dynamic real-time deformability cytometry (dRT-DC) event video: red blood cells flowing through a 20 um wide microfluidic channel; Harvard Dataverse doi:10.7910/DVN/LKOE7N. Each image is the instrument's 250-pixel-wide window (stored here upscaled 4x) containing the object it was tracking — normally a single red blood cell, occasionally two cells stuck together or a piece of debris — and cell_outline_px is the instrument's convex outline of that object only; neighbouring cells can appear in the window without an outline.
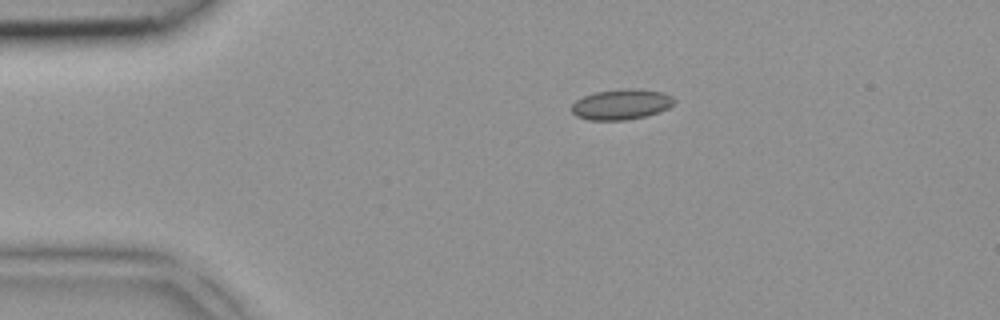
{"species": "common noctule bat (a hibernating species)", "species_latin": "Nyctalus noctula", "temperature_condition": "room temperature", "stored_images_in_passage": 2, "camera_frame_rate_fps": 3000, "um_per_image_px": 0.085, "animal": {"sex": "female", "body_mass_g": 18.4}, "frame": {"image": 1, "passage_image": 1, "time_ms": 0.0, "image_size_px": [1000, 320], "cell_outline_px": [[676, 100], [668, 108], [660, 112], [644, 116], [624, 120], [588, 120], [576, 116], [572, 112], [572, 104], [576, 100], [584, 96], [596, 92], [624, 88], [632, 88], [664, 92], [672, 96]], "centroid_in_image_um": [52.82, 8.87], "position_along_channel_um": 32.2, "area_um2": 18.21}}
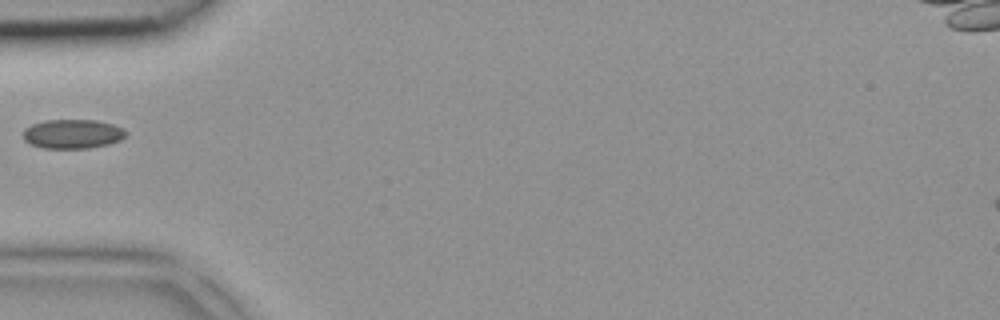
{"frame": {"image": 2, "passage_image": 2, "time_ms": 0.333, "image_size_px": [1000, 320], "cell_outline_px": [[128, 132], [120, 140], [108, 144], [88, 148], [44, 148], [32, 144], [24, 140], [24, 128], [32, 124], [44, 120], [96, 120], [112, 124], [124, 128]], "centroid_in_image_um": [6.18, 11.37], "position_along_channel_um": 78.8, "area_um2": 17.46}}